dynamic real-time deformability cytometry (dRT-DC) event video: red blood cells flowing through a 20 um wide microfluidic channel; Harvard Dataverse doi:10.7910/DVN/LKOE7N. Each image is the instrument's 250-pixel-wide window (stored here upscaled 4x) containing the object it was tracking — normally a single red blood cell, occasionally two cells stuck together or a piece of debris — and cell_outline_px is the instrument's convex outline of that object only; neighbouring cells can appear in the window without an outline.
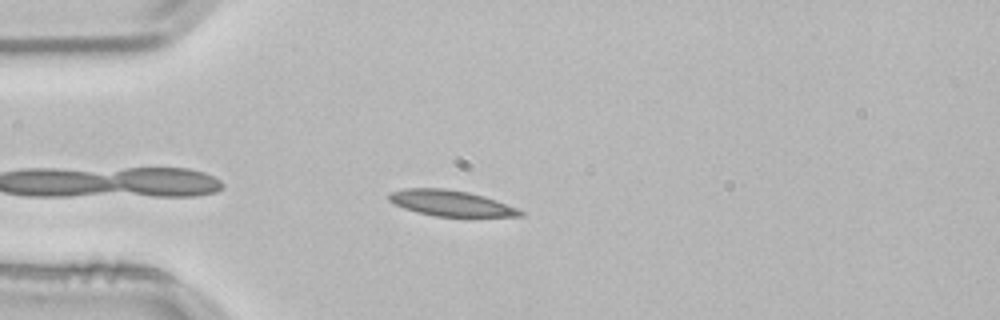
{"species": "common noctule bat (a hibernating species)", "species_latin": "Nyctalus noctula", "temperature_condition": "room temperature", "stored_images_in_passage": 40, "camera_frame_rate_fps": 3000, "um_per_image_px": 0.085, "animal": {"sex": "male", "body_mass_g": 21.5, "forearm_length_mm": 52.0}, "frame": {"image": 1, "passage_image": 4, "time_ms": 1.0, "image_size_px": [1000, 320], "cell_outline_px": [[524, 216], [436, 216], [416, 212], [404, 208], [388, 200], [388, 192], [404, 188], [444, 188], [468, 192], [484, 196], [520, 208], [524, 212]], "centroid_in_image_um": [38.32, 17.26], "position_along_channel_um": 46.7, "area_um2": 19.77}}
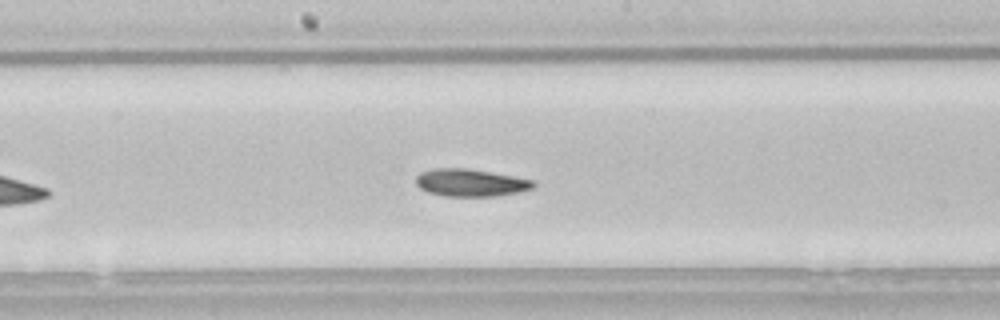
{"frame": {"image": 2, "passage_image": 18, "time_ms": 5.667, "image_size_px": [1000, 320], "cell_outline_px": [[536, 184], [532, 188], [516, 192], [496, 196], [444, 196], [428, 192], [420, 188], [416, 184], [416, 176], [420, 172], [436, 168], [468, 168], [536, 180]], "centroid_in_image_um": [39.99, 15.52], "position_along_channel_um": 208.2, "area_um2": 18.79}}
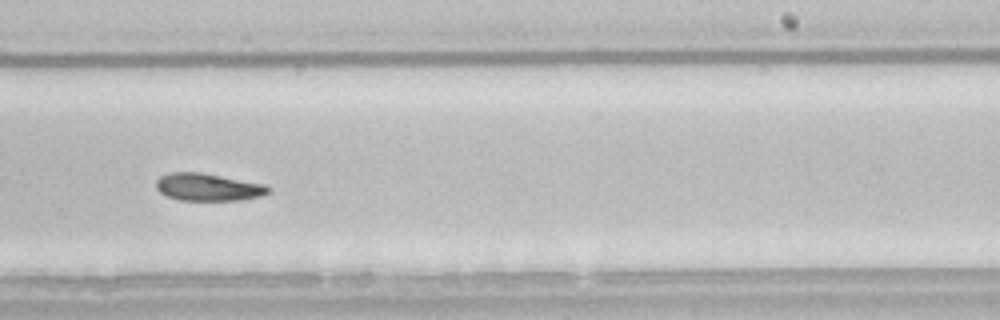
{"frame": {"image": 3, "passage_image": 23, "time_ms": 7.333, "image_size_px": [1000, 320], "cell_outline_px": [[272, 192], [264, 196], [240, 200], [180, 200], [168, 196], [160, 192], [156, 188], [156, 180], [160, 176], [168, 172], [200, 172], [264, 184], [272, 188]], "centroid_in_image_um": [17.72, 15.9], "position_along_channel_um": 271.3, "area_um2": 18.09}, "authors_computed_cell_mechanics": {"area_um2": 19.4497, "velocity_mm_per_s": 3.815, "shape_relaxation_time_tau1_ms": 6.3279, "shape_relaxation_time_tau2_ms": null, "deformation_change_tau1": 0.1363, "deformation_change_tau2": null}}